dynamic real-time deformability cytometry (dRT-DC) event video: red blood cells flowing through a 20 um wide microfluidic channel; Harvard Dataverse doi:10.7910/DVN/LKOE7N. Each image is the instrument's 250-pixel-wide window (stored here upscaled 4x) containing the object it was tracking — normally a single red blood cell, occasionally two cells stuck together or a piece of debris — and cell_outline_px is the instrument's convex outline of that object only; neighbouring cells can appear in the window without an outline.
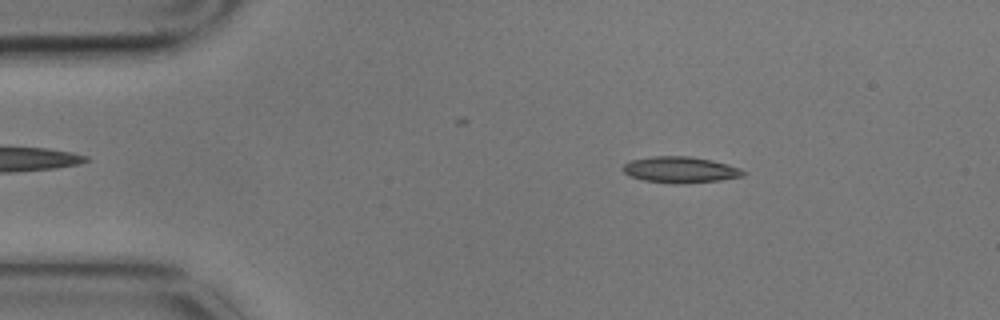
{"species": "common noctule bat (a hibernating species)", "species_latin": "Nyctalus noctula", "temperature_condition": "cold", "stored_images_in_passage": 4, "camera_frame_rate_fps": 3000, "um_per_image_px": 0.085, "animal": {"sex": "male", "body_mass_g": 17.9}, "frame": {"image": 1, "passage_image": 2, "time_ms": 0.333, "image_size_px": [1000, 320], "cell_outline_px": [[748, 172], [744, 176], [720, 180], [680, 184], [644, 180], [628, 176], [624, 172], [624, 164], [632, 160], [652, 156], [692, 156], [712, 160], [728, 164], [740, 168]], "centroid_in_image_um": [57.87, 14.42], "position_along_channel_um": 27.1, "area_um2": 18.38}}
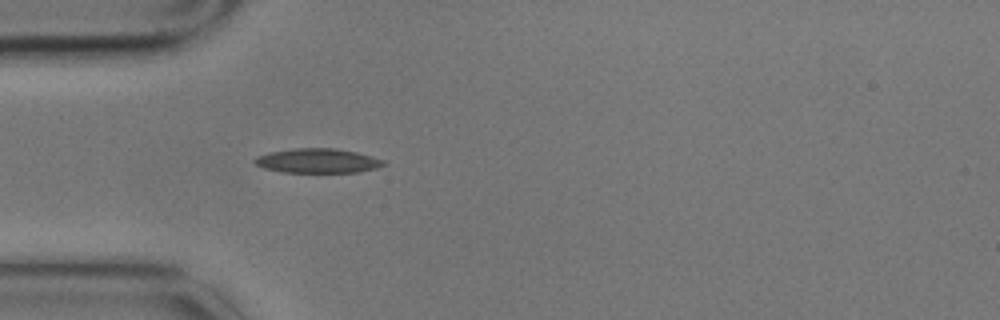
{"frame": {"image": 2, "passage_image": 4, "time_ms": 1.0, "image_size_px": [1000, 320], "cell_outline_px": [[388, 164], [376, 168], [356, 172], [284, 172], [264, 168], [256, 164], [252, 160], [256, 156], [268, 152], [296, 148], [336, 148], [356, 152], [372, 156], [384, 160]], "centroid_in_image_um": [27.0, 13.66], "position_along_channel_um": 58.0, "area_um2": 18.38}}